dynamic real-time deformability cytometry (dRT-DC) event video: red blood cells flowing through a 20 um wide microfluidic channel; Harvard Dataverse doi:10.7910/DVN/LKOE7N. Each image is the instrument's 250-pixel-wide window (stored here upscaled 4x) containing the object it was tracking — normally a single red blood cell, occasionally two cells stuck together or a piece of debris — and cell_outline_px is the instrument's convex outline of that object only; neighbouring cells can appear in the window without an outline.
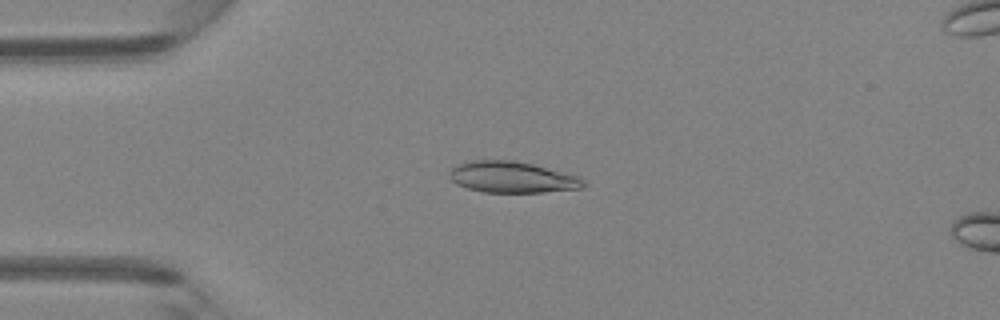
{"species": "Egyptian fruit bat (a non-hibernating species)", "species_latin": "Rousettus aegyptiacus", "temperature_condition": "room temperature", "stored_images_in_passage": 5, "camera_frame_rate_fps": 3000, "um_per_image_px": 0.085, "animal": {"sex": "female"}, "frame": {"image": 1, "passage_image": 4, "time_ms": 3.667, "image_size_px": [1000, 320], "cell_outline_px": [[588, 184], [580, 188], [544, 192], [484, 192], [468, 188], [456, 184], [448, 176], [448, 172], [456, 164], [464, 160], [516, 160], [580, 176]], "centroid_in_image_um": [43.5, 15.04], "position_along_channel_um": 41.5, "area_um2": 24.62}}